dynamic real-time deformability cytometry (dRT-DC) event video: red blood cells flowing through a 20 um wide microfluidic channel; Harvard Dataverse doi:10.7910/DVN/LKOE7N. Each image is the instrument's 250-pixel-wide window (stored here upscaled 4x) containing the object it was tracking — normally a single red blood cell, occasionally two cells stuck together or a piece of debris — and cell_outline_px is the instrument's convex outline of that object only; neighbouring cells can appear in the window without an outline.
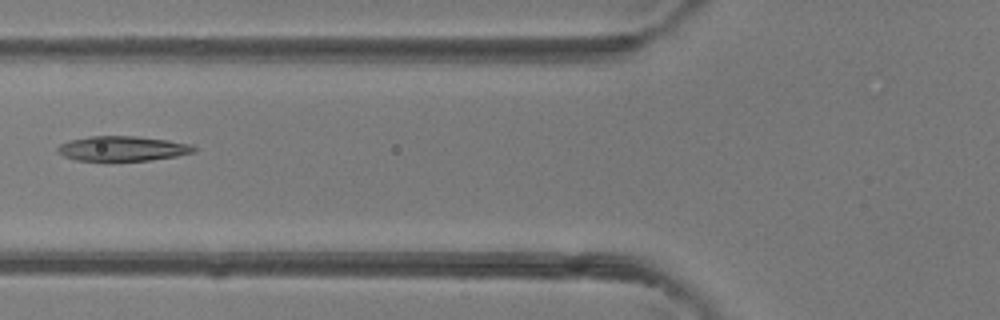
{"species": "common noctule bat (a hibernating species)", "species_latin": "Nyctalus noctula", "temperature_condition": "room temperature", "stored_images_in_passage": 5, "camera_frame_rate_fps": 3000, "um_per_image_px": 0.085, "animal": {"sex": "female"}, "frame": {"image": 1, "passage_image": 5, "time_ms": 5.333, "image_size_px": [1000, 320], "cell_outline_px": [[196, 152], [176, 156], [152, 160], [108, 164], [76, 160], [64, 156], [56, 152], [56, 148], [60, 144], [68, 140], [88, 136], [136, 136], [168, 140], [192, 144], [196, 148]], "centroid_in_image_um": [10.36, 12.67], "position_along_channel_um": 115.4, "area_um2": 20.92}}